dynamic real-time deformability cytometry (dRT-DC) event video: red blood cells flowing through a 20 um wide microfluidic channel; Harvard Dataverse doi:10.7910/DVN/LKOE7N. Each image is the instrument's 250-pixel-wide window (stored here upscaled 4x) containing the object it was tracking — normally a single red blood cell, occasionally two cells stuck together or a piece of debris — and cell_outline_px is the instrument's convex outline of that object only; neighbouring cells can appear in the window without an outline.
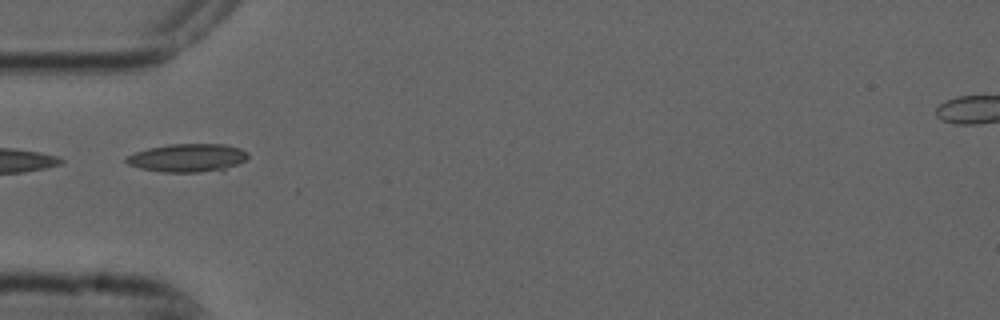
{"species": "common noctule bat (a hibernating species)", "species_latin": "Nyctalus noctula", "temperature_condition": "cold", "stored_images_in_passage": 6, "camera_frame_rate_fps": 3000, "um_per_image_px": 0.085, "animal": {"sex": "male", "forearm_length_mm": 52.5}, "frame": {"image": 1, "passage_image": 3, "time_ms": 0.667, "image_size_px": [1000, 320], "cell_outline_px": [[248, 156], [244, 160], [224, 172], [160, 172], [140, 168], [128, 164], [124, 160], [124, 156], [148, 148], [172, 144], [224, 144], [240, 148], [248, 152]], "centroid_in_image_um": [15.97, 13.43], "position_along_channel_um": 69.0, "area_um2": 20.4}}
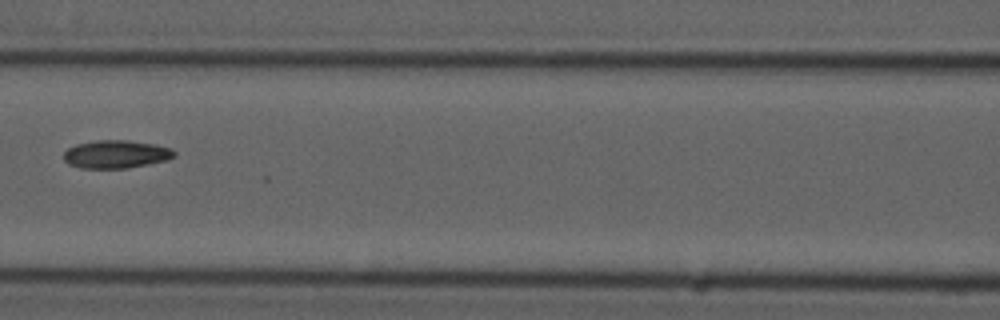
{"frame": {"image": 2, "passage_image": 5, "time_ms": 1.333, "image_size_px": [1000, 320], "cell_outline_px": [[176, 156], [168, 160], [152, 164], [128, 168], [80, 168], [68, 164], [64, 160], [64, 152], [68, 148], [76, 144], [96, 140], [128, 140], [156, 144], [172, 148], [176, 152]], "centroid_in_image_um": [9.91, 13.11], "position_along_channel_um": 156.7, "area_um2": 18.38}}
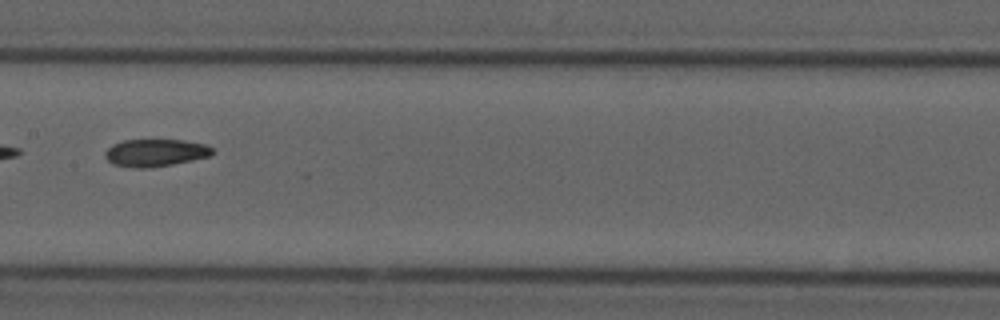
{"frame": {"image": 3, "passage_image": 6, "time_ms": 1.667, "image_size_px": [1000, 320], "cell_outline_px": [[216, 152], [212, 156], [172, 164], [144, 168], [132, 168], [112, 164], [104, 156], [104, 152], [112, 144], [124, 140], [184, 140], [204, 144], [212, 148]], "centroid_in_image_um": [13.21, 12.98], "position_along_channel_um": 194.2, "area_um2": 17.22}}